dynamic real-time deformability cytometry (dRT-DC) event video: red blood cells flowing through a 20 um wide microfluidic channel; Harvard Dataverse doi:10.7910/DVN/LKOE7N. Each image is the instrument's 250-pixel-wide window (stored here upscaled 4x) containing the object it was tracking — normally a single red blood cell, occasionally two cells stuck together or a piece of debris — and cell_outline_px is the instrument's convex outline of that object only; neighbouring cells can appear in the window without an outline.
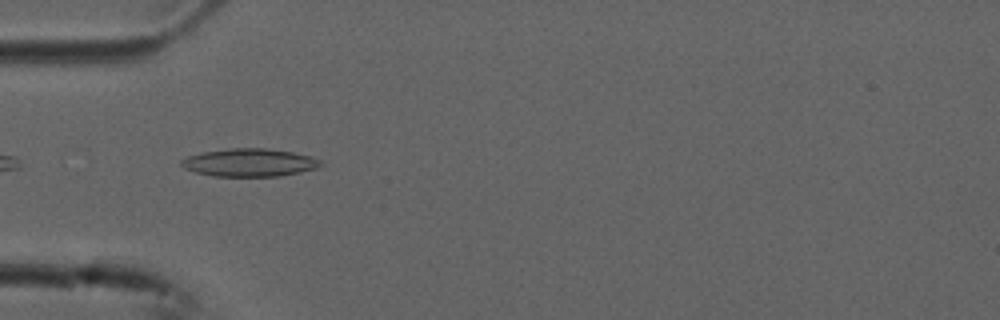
{"species": "common noctule bat (a hibernating species)", "species_latin": "Nyctalus noctula", "temperature_condition": "cold", "stored_images_in_passage": 8, "camera_frame_rate_fps": 3000, "um_per_image_px": 0.085, "animal": {"sex": "male", "forearm_length_mm": 52.5}, "frame": {"image": 1, "passage_image": 5, "time_ms": 1.333, "image_size_px": [1000, 320], "cell_outline_px": [[324, 164], [316, 168], [300, 172], [280, 176], [212, 176], [196, 172], [184, 168], [180, 164], [180, 160], [188, 156], [204, 152], [232, 148], [264, 148], [292, 152], [312, 156], [320, 160]], "centroid_in_image_um": [21.22, 13.82], "position_along_channel_um": 63.8, "area_um2": 22.6}}
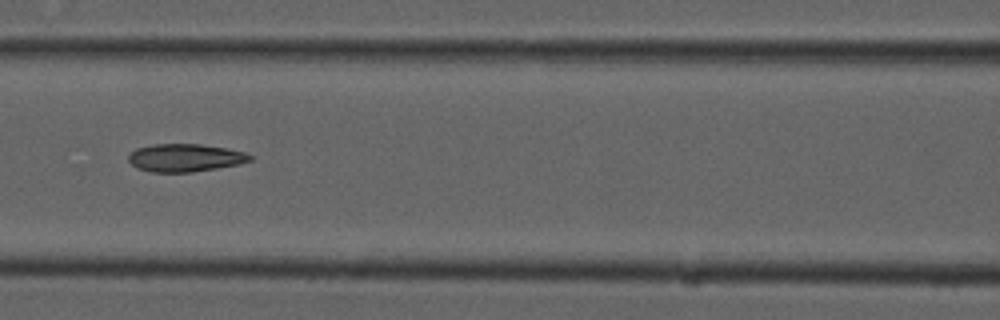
{"frame": {"image": 2, "passage_image": 7, "time_ms": 2.0, "image_size_px": [1000, 320], "cell_outline_px": [[252, 160], [240, 164], [192, 172], [152, 172], [136, 168], [128, 160], [128, 156], [136, 148], [152, 144], [200, 144], [224, 148], [244, 152], [252, 156]], "centroid_in_image_um": [15.71, 13.41], "position_along_channel_um": 150.9, "area_um2": 19.65}}
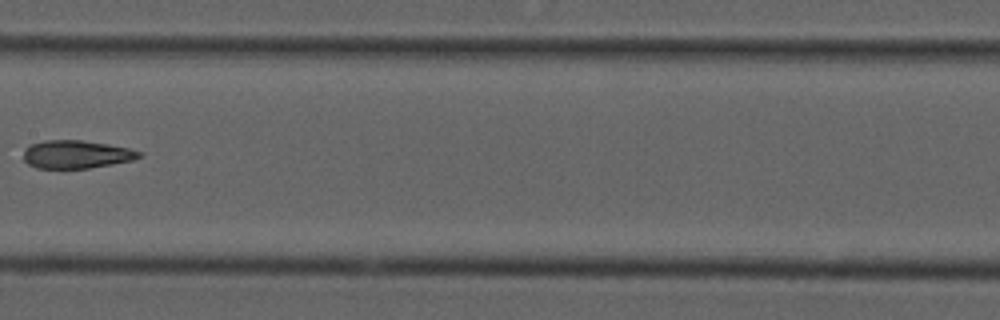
{"frame": {"image": 3, "passage_image": 8, "time_ms": 2.333, "image_size_px": [1000, 320], "cell_outline_px": [[144, 156], [132, 160], [112, 164], [88, 168], [36, 168], [28, 164], [24, 160], [24, 148], [32, 144], [44, 140], [80, 140], [108, 144], [128, 148], [144, 152]], "centroid_in_image_um": [6.51, 13.12], "position_along_channel_um": 200.9, "area_um2": 18.96}}